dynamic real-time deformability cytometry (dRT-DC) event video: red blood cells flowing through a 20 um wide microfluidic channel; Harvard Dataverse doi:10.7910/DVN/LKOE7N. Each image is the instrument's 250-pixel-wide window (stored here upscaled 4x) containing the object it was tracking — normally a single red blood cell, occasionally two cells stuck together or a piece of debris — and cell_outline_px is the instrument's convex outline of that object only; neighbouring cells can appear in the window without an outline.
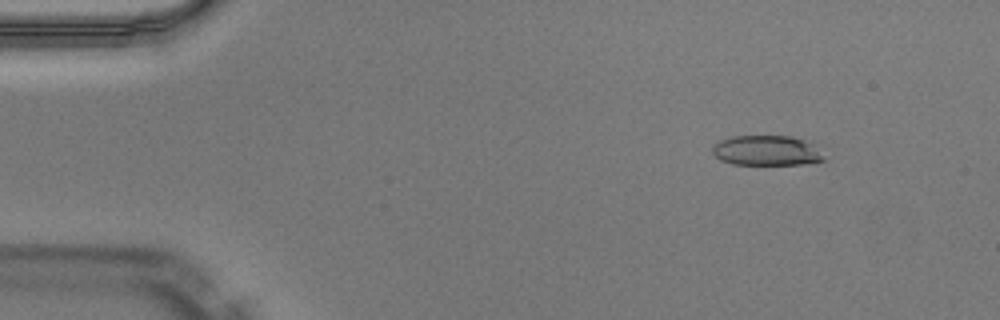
{"species": "Egyptian fruit bat (a non-hibernating species)", "species_latin": "Rousettus aegyptiacus", "temperature_condition": "warm", "stored_images_in_passage": 50, "camera_frame_rate_fps": 3000, "um_per_image_px": 0.085, "animal": {"sex": "male"}, "frame": {"image": 1, "passage_image": 6, "time_ms": 1.667, "image_size_px": [1000, 320], "cell_outline_px": [[824, 160], [800, 164], [732, 164], [720, 160], [712, 152], [712, 148], [720, 140], [732, 136], [792, 136], [804, 140], [812, 144]], "centroid_in_image_um": [65.09, 12.79], "position_along_channel_um": 19.9, "area_um2": 19.13}}
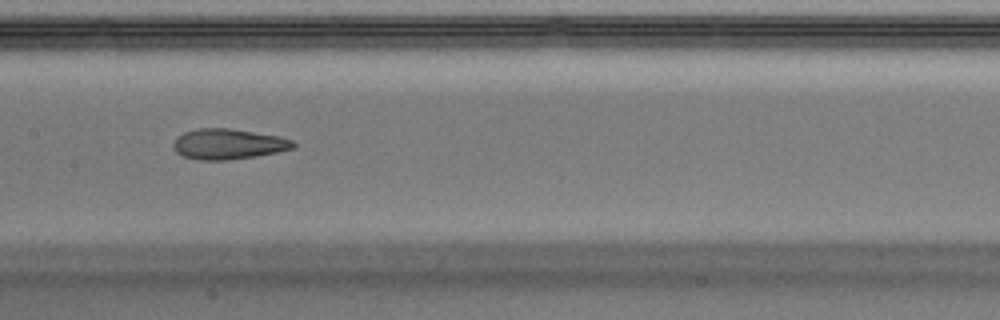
{"frame": {"image": 2, "passage_image": 25, "time_ms": 8.0, "image_size_px": [1000, 320], "cell_outline_px": [[296, 144], [292, 148], [276, 152], [256, 156], [228, 160], [196, 160], [184, 156], [176, 152], [172, 148], [172, 144], [176, 136], [184, 132], [200, 128], [228, 128], [280, 136], [292, 140]], "centroid_in_image_um": [19.35, 12.24], "position_along_channel_um": 188.0, "area_um2": 21.33}}
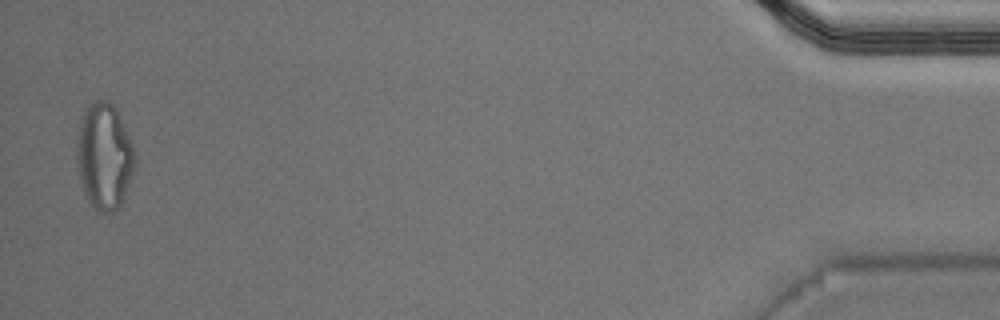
{"frame": {"image": 3, "passage_image": 49, "time_ms": 16.0, "image_size_px": [1000, 320], "cell_outline_px": [[136, 160], [132, 172], [120, 204], [112, 212], [100, 212], [88, 200], [84, 192], [80, 180], [76, 160], [76, 144], [80, 120], [84, 108], [88, 104], [96, 100], [108, 100], [116, 108], [128, 136]], "centroid_in_image_um": [8.81, 13.23], "position_along_channel_um": 426.4, "area_um2": 35.43}, "authors_computed_cell_mechanics": {"area_um2": 21.4149, "velocity_mm_per_s": 4.0672, "shape_relaxation_time_tau1_ms": 8.8062, "shape_relaxation_time_tau2_ms": 2.1136, "deformation_change_tau1": 0.2893, "deformation_change_tau2": 0.1127}}